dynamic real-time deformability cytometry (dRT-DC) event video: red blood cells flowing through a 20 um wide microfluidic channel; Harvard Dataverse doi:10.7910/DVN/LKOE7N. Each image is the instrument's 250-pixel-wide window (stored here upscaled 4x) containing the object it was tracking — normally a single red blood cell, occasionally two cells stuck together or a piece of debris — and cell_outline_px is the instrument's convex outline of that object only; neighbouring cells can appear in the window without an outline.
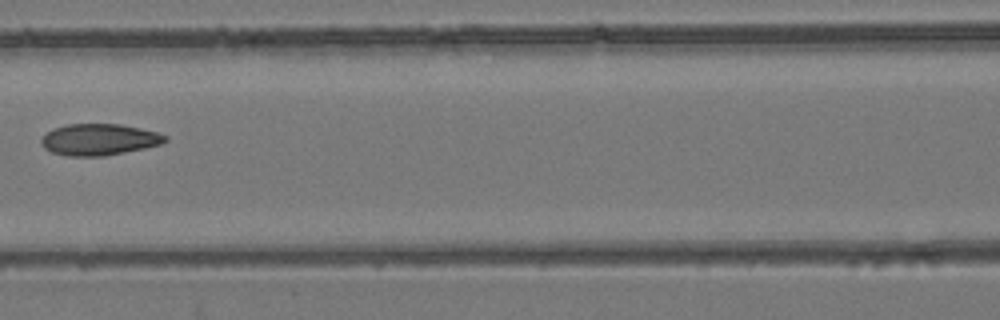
{"species": "common noctule bat (a hibernating species)", "species_latin": "Nyctalus noctula", "temperature_condition": "room temperature", "stored_images_in_passage": 8, "camera_frame_rate_fps": 3000, "um_per_image_px": 0.085, "animal": {"sex": "female", "body_mass_g": 24.6, "forearm_length_mm": 56.2}, "frame": {"image": 1, "passage_image": 7, "time_ms": 7.333, "image_size_px": [1000, 320], "cell_outline_px": [[168, 140], [160, 144], [144, 148], [104, 156], [68, 156], [52, 152], [44, 148], [40, 140], [52, 128], [68, 124], [120, 124], [140, 128], [156, 132], [168, 136]], "centroid_in_image_um": [8.42, 11.86], "position_along_channel_um": 158.2, "area_um2": 22.6}}
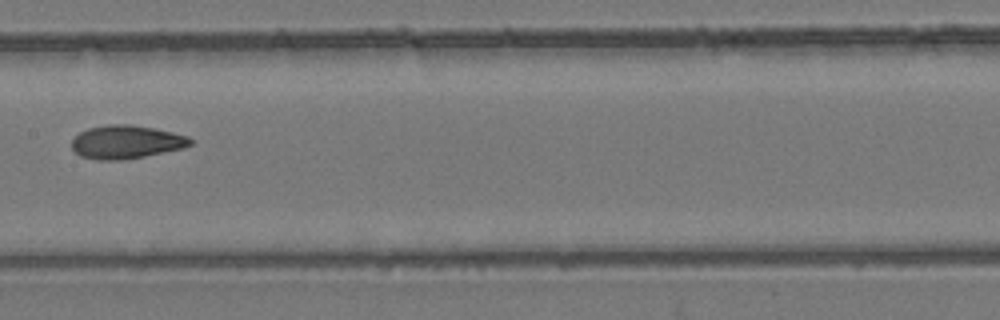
{"frame": {"image": 2, "passage_image": 8, "time_ms": 8.333, "image_size_px": [1000, 320], "cell_outline_px": [[192, 144], [184, 148], [124, 160], [100, 160], [80, 156], [72, 148], [72, 140], [80, 132], [88, 128], [108, 124], [132, 124], [172, 132], [188, 136], [192, 140]], "centroid_in_image_um": [10.73, 12.07], "position_along_channel_um": 196.7, "area_um2": 23.0}}